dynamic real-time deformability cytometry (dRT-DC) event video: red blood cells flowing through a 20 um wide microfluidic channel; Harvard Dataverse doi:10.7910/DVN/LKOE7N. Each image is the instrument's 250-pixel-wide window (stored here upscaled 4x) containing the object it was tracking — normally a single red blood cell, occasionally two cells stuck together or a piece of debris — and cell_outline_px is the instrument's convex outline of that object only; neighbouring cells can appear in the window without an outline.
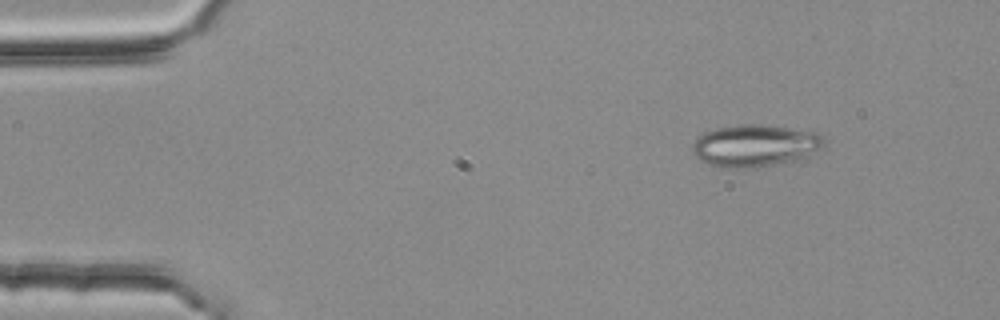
{"species": "common noctule bat (a hibernating species)", "species_latin": "Nyctalus noctula", "temperature_condition": "room temperature", "stored_images_in_passage": 4, "segment_of_instrument_passage": [2, 2], "camera_frame_rate_fps": 3000, "um_per_image_px": 0.085, "animal": {"sex": "female", "body_mass_g": 25.1}, "frame": {"image": 1, "passage_image": 4, "time_ms": 1.0, "image_size_px": [1000, 320], "cell_outline_px": [[824, 144], [820, 148], [804, 156], [776, 164], [748, 168], [720, 168], [708, 164], [700, 160], [692, 152], [692, 144], [704, 132], [720, 128], [740, 124], [760, 124], [788, 128], [812, 132], [824, 136]], "centroid_in_image_um": [64.11, 12.38], "position_along_channel_um": 20.9, "area_um2": 31.73}}